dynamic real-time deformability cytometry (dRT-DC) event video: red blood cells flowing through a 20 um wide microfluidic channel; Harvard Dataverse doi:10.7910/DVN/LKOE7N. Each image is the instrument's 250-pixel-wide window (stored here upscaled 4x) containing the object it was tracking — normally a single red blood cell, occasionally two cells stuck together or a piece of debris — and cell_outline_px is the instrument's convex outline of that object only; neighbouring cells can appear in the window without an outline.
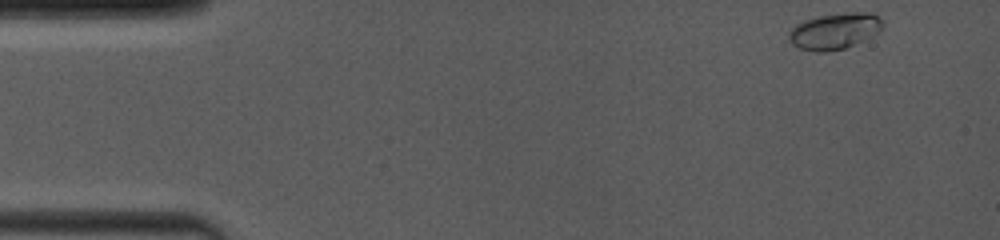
{"species": "common noctule bat (a hibernating species)", "species_latin": "Nyctalus noctula", "temperature_condition": "room temperature", "stored_images_in_passage": 38, "camera_frame_rate_fps": 4000, "um_per_image_px": 0.085, "animal": {"sex": "female", "body_mass_g": 19.0, "forearm_length_mm": 53.3}, "frame": {"image": 1, "passage_image": 1, "time_ms": 0.0, "image_size_px": [1000, 240], "cell_outline_px": [[884, 24], [876, 32], [864, 40], [844, 48], [828, 52], [816, 52], [800, 48], [792, 44], [788, 40], [788, 32], [796, 24], [804, 20], [820, 16], [852, 12], [868, 12], [876, 16]], "centroid_in_image_um": [70.88, 2.65], "position_along_channel_um": 14.1, "area_um2": 19.48}}
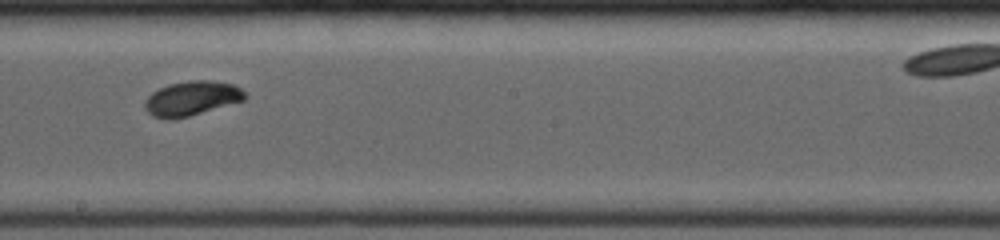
{"frame": {"image": 2, "passage_image": 22, "time_ms": 8.25, "image_size_px": [1000, 240], "cell_outline_px": [[248, 96], [244, 100], [176, 120], [168, 120], [152, 116], [144, 108], [144, 100], [152, 92], [168, 84], [188, 80], [212, 80], [232, 84], [240, 88]], "centroid_in_image_um": [16.26, 8.37], "position_along_channel_um": 231.9, "area_um2": 20.35}}
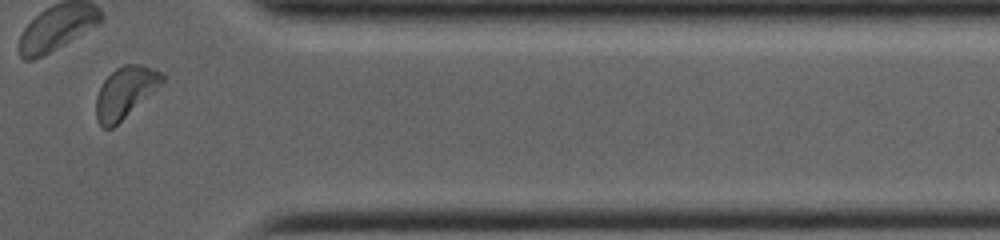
{"frame": {"image": 3, "passage_image": 34, "time_ms": 12.5, "image_size_px": [1000, 240], "cell_outline_px": [[164, 80], [160, 84], [112, 128], [104, 128], [96, 120], [96, 96], [104, 80], [116, 68], [124, 64], [140, 64], [152, 68], [160, 72], [164, 76]], "centroid_in_image_um": [10.6, 7.83], "position_along_channel_um": 400.8, "area_um2": 19.07}}